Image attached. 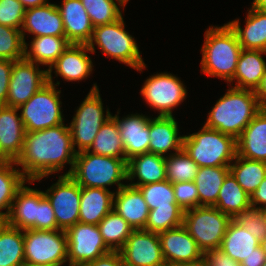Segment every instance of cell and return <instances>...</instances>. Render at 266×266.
Wrapping results in <instances>:
<instances>
[{
	"mask_svg": "<svg viewBox=\"0 0 266 266\" xmlns=\"http://www.w3.org/2000/svg\"><path fill=\"white\" fill-rule=\"evenodd\" d=\"M158 236L163 259L167 266L192 263L203 259V251L183 225L163 231Z\"/></svg>",
	"mask_w": 266,
	"mask_h": 266,
	"instance_id": "16",
	"label": "cell"
},
{
	"mask_svg": "<svg viewBox=\"0 0 266 266\" xmlns=\"http://www.w3.org/2000/svg\"><path fill=\"white\" fill-rule=\"evenodd\" d=\"M260 246V241L233 219L228 225L220 249L237 262H242Z\"/></svg>",
	"mask_w": 266,
	"mask_h": 266,
	"instance_id": "31",
	"label": "cell"
},
{
	"mask_svg": "<svg viewBox=\"0 0 266 266\" xmlns=\"http://www.w3.org/2000/svg\"><path fill=\"white\" fill-rule=\"evenodd\" d=\"M13 165L17 166L15 161H0V217L3 219L7 217L18 189L26 182L31 183ZM3 209L7 211L2 212Z\"/></svg>",
	"mask_w": 266,
	"mask_h": 266,
	"instance_id": "37",
	"label": "cell"
},
{
	"mask_svg": "<svg viewBox=\"0 0 266 266\" xmlns=\"http://www.w3.org/2000/svg\"><path fill=\"white\" fill-rule=\"evenodd\" d=\"M13 62L7 59H0V106L6 105Z\"/></svg>",
	"mask_w": 266,
	"mask_h": 266,
	"instance_id": "49",
	"label": "cell"
},
{
	"mask_svg": "<svg viewBox=\"0 0 266 266\" xmlns=\"http://www.w3.org/2000/svg\"><path fill=\"white\" fill-rule=\"evenodd\" d=\"M91 52L87 44H70L48 70V83L53 84L52 69L56 76L66 81H80L88 77L93 70V63L87 52Z\"/></svg>",
	"mask_w": 266,
	"mask_h": 266,
	"instance_id": "18",
	"label": "cell"
},
{
	"mask_svg": "<svg viewBox=\"0 0 266 266\" xmlns=\"http://www.w3.org/2000/svg\"><path fill=\"white\" fill-rule=\"evenodd\" d=\"M182 149L199 168L230 166L237 154L233 136L206 126L199 132L185 135Z\"/></svg>",
	"mask_w": 266,
	"mask_h": 266,
	"instance_id": "4",
	"label": "cell"
},
{
	"mask_svg": "<svg viewBox=\"0 0 266 266\" xmlns=\"http://www.w3.org/2000/svg\"><path fill=\"white\" fill-rule=\"evenodd\" d=\"M119 3V7L116 3ZM81 0L94 27L110 24L122 17L123 8L129 0Z\"/></svg>",
	"mask_w": 266,
	"mask_h": 266,
	"instance_id": "39",
	"label": "cell"
},
{
	"mask_svg": "<svg viewBox=\"0 0 266 266\" xmlns=\"http://www.w3.org/2000/svg\"><path fill=\"white\" fill-rule=\"evenodd\" d=\"M124 27L123 17L113 23L94 27L87 46L94 53L96 44L106 56L142 71L146 64L141 58L136 41Z\"/></svg>",
	"mask_w": 266,
	"mask_h": 266,
	"instance_id": "6",
	"label": "cell"
},
{
	"mask_svg": "<svg viewBox=\"0 0 266 266\" xmlns=\"http://www.w3.org/2000/svg\"><path fill=\"white\" fill-rule=\"evenodd\" d=\"M25 32L39 36L65 37L61 14L56 4L47 3L42 6L26 9L21 33L25 42Z\"/></svg>",
	"mask_w": 266,
	"mask_h": 266,
	"instance_id": "19",
	"label": "cell"
},
{
	"mask_svg": "<svg viewBox=\"0 0 266 266\" xmlns=\"http://www.w3.org/2000/svg\"><path fill=\"white\" fill-rule=\"evenodd\" d=\"M123 259L119 251H110L83 266H123Z\"/></svg>",
	"mask_w": 266,
	"mask_h": 266,
	"instance_id": "50",
	"label": "cell"
},
{
	"mask_svg": "<svg viewBox=\"0 0 266 266\" xmlns=\"http://www.w3.org/2000/svg\"><path fill=\"white\" fill-rule=\"evenodd\" d=\"M184 211L181 207H159L149 210L143 230L161 233L183 225Z\"/></svg>",
	"mask_w": 266,
	"mask_h": 266,
	"instance_id": "41",
	"label": "cell"
},
{
	"mask_svg": "<svg viewBox=\"0 0 266 266\" xmlns=\"http://www.w3.org/2000/svg\"><path fill=\"white\" fill-rule=\"evenodd\" d=\"M203 260L206 266H241L240 262L231 258L220 248L209 249L203 252Z\"/></svg>",
	"mask_w": 266,
	"mask_h": 266,
	"instance_id": "48",
	"label": "cell"
},
{
	"mask_svg": "<svg viewBox=\"0 0 266 266\" xmlns=\"http://www.w3.org/2000/svg\"><path fill=\"white\" fill-rule=\"evenodd\" d=\"M114 193L102 188L81 187L79 222L98 225L113 210Z\"/></svg>",
	"mask_w": 266,
	"mask_h": 266,
	"instance_id": "27",
	"label": "cell"
},
{
	"mask_svg": "<svg viewBox=\"0 0 266 266\" xmlns=\"http://www.w3.org/2000/svg\"><path fill=\"white\" fill-rule=\"evenodd\" d=\"M166 177L173 183L194 181L198 165L182 149L165 157Z\"/></svg>",
	"mask_w": 266,
	"mask_h": 266,
	"instance_id": "40",
	"label": "cell"
},
{
	"mask_svg": "<svg viewBox=\"0 0 266 266\" xmlns=\"http://www.w3.org/2000/svg\"><path fill=\"white\" fill-rule=\"evenodd\" d=\"M24 233L5 222L0 226V266H24Z\"/></svg>",
	"mask_w": 266,
	"mask_h": 266,
	"instance_id": "34",
	"label": "cell"
},
{
	"mask_svg": "<svg viewBox=\"0 0 266 266\" xmlns=\"http://www.w3.org/2000/svg\"><path fill=\"white\" fill-rule=\"evenodd\" d=\"M39 207V190L25 186L18 189L10 211L4 219L11 227L21 230H37V213Z\"/></svg>",
	"mask_w": 266,
	"mask_h": 266,
	"instance_id": "23",
	"label": "cell"
},
{
	"mask_svg": "<svg viewBox=\"0 0 266 266\" xmlns=\"http://www.w3.org/2000/svg\"><path fill=\"white\" fill-rule=\"evenodd\" d=\"M260 211L264 220V224L266 225V207L260 208Z\"/></svg>",
	"mask_w": 266,
	"mask_h": 266,
	"instance_id": "58",
	"label": "cell"
},
{
	"mask_svg": "<svg viewBox=\"0 0 266 266\" xmlns=\"http://www.w3.org/2000/svg\"><path fill=\"white\" fill-rule=\"evenodd\" d=\"M183 85L171 73H157L146 79L140 93L150 107L159 111L157 116H173V108L180 105L187 96Z\"/></svg>",
	"mask_w": 266,
	"mask_h": 266,
	"instance_id": "11",
	"label": "cell"
},
{
	"mask_svg": "<svg viewBox=\"0 0 266 266\" xmlns=\"http://www.w3.org/2000/svg\"><path fill=\"white\" fill-rule=\"evenodd\" d=\"M88 152L96 155L126 159L120 130L112 116L101 126Z\"/></svg>",
	"mask_w": 266,
	"mask_h": 266,
	"instance_id": "35",
	"label": "cell"
},
{
	"mask_svg": "<svg viewBox=\"0 0 266 266\" xmlns=\"http://www.w3.org/2000/svg\"><path fill=\"white\" fill-rule=\"evenodd\" d=\"M18 108L0 106V161H16L23 150L25 128Z\"/></svg>",
	"mask_w": 266,
	"mask_h": 266,
	"instance_id": "17",
	"label": "cell"
},
{
	"mask_svg": "<svg viewBox=\"0 0 266 266\" xmlns=\"http://www.w3.org/2000/svg\"><path fill=\"white\" fill-rule=\"evenodd\" d=\"M256 97L261 107L266 103V71L260 85L255 90Z\"/></svg>",
	"mask_w": 266,
	"mask_h": 266,
	"instance_id": "53",
	"label": "cell"
},
{
	"mask_svg": "<svg viewBox=\"0 0 266 266\" xmlns=\"http://www.w3.org/2000/svg\"><path fill=\"white\" fill-rule=\"evenodd\" d=\"M260 247L266 255V237L260 241Z\"/></svg>",
	"mask_w": 266,
	"mask_h": 266,
	"instance_id": "57",
	"label": "cell"
},
{
	"mask_svg": "<svg viewBox=\"0 0 266 266\" xmlns=\"http://www.w3.org/2000/svg\"><path fill=\"white\" fill-rule=\"evenodd\" d=\"M177 124L173 116H157L149 119V153L165 157V154L172 149L175 153L182 150L184 136L178 135Z\"/></svg>",
	"mask_w": 266,
	"mask_h": 266,
	"instance_id": "24",
	"label": "cell"
},
{
	"mask_svg": "<svg viewBox=\"0 0 266 266\" xmlns=\"http://www.w3.org/2000/svg\"><path fill=\"white\" fill-rule=\"evenodd\" d=\"M54 210L57 230H67L79 222L81 187L70 175H61L58 181L43 192Z\"/></svg>",
	"mask_w": 266,
	"mask_h": 266,
	"instance_id": "12",
	"label": "cell"
},
{
	"mask_svg": "<svg viewBox=\"0 0 266 266\" xmlns=\"http://www.w3.org/2000/svg\"><path fill=\"white\" fill-rule=\"evenodd\" d=\"M137 188L143 195L149 210L159 207H180L175 200L173 184L168 180L141 185Z\"/></svg>",
	"mask_w": 266,
	"mask_h": 266,
	"instance_id": "42",
	"label": "cell"
},
{
	"mask_svg": "<svg viewBox=\"0 0 266 266\" xmlns=\"http://www.w3.org/2000/svg\"><path fill=\"white\" fill-rule=\"evenodd\" d=\"M116 191L113 197V210L134 230L144 229L149 208L140 190L128 184Z\"/></svg>",
	"mask_w": 266,
	"mask_h": 266,
	"instance_id": "22",
	"label": "cell"
},
{
	"mask_svg": "<svg viewBox=\"0 0 266 266\" xmlns=\"http://www.w3.org/2000/svg\"><path fill=\"white\" fill-rule=\"evenodd\" d=\"M138 177L130 186L138 187L167 180L165 157L154 153H144L127 160V180Z\"/></svg>",
	"mask_w": 266,
	"mask_h": 266,
	"instance_id": "26",
	"label": "cell"
},
{
	"mask_svg": "<svg viewBox=\"0 0 266 266\" xmlns=\"http://www.w3.org/2000/svg\"><path fill=\"white\" fill-rule=\"evenodd\" d=\"M234 160L235 162L230 164V172L250 196L266 177V163L243 158L237 154Z\"/></svg>",
	"mask_w": 266,
	"mask_h": 266,
	"instance_id": "36",
	"label": "cell"
},
{
	"mask_svg": "<svg viewBox=\"0 0 266 266\" xmlns=\"http://www.w3.org/2000/svg\"><path fill=\"white\" fill-rule=\"evenodd\" d=\"M250 203L251 206L255 208L266 207V177L259 185V187L250 195ZM259 204H263V206L262 205L261 207L256 206Z\"/></svg>",
	"mask_w": 266,
	"mask_h": 266,
	"instance_id": "51",
	"label": "cell"
},
{
	"mask_svg": "<svg viewBox=\"0 0 266 266\" xmlns=\"http://www.w3.org/2000/svg\"><path fill=\"white\" fill-rule=\"evenodd\" d=\"M261 109L254 90L232 87L216 102L204 126L237 139Z\"/></svg>",
	"mask_w": 266,
	"mask_h": 266,
	"instance_id": "2",
	"label": "cell"
},
{
	"mask_svg": "<svg viewBox=\"0 0 266 266\" xmlns=\"http://www.w3.org/2000/svg\"><path fill=\"white\" fill-rule=\"evenodd\" d=\"M172 266H206L204 260H199L196 262H192V263H180V264H176V265H172Z\"/></svg>",
	"mask_w": 266,
	"mask_h": 266,
	"instance_id": "56",
	"label": "cell"
},
{
	"mask_svg": "<svg viewBox=\"0 0 266 266\" xmlns=\"http://www.w3.org/2000/svg\"><path fill=\"white\" fill-rule=\"evenodd\" d=\"M76 154L69 126L63 123L41 131L25 132L23 150L15 163L23 168L24 177L33 183L62 170L65 163L71 165L65 173L69 175Z\"/></svg>",
	"mask_w": 266,
	"mask_h": 266,
	"instance_id": "1",
	"label": "cell"
},
{
	"mask_svg": "<svg viewBox=\"0 0 266 266\" xmlns=\"http://www.w3.org/2000/svg\"><path fill=\"white\" fill-rule=\"evenodd\" d=\"M80 187H93L109 190L107 186L117 184L119 190L126 184L127 160L110 156L96 155L88 150L78 152L69 174Z\"/></svg>",
	"mask_w": 266,
	"mask_h": 266,
	"instance_id": "5",
	"label": "cell"
},
{
	"mask_svg": "<svg viewBox=\"0 0 266 266\" xmlns=\"http://www.w3.org/2000/svg\"><path fill=\"white\" fill-rule=\"evenodd\" d=\"M24 51L21 30L0 24V59L18 61L24 58Z\"/></svg>",
	"mask_w": 266,
	"mask_h": 266,
	"instance_id": "43",
	"label": "cell"
},
{
	"mask_svg": "<svg viewBox=\"0 0 266 266\" xmlns=\"http://www.w3.org/2000/svg\"><path fill=\"white\" fill-rule=\"evenodd\" d=\"M214 207L232 219L239 212L251 207L250 196L237 183L231 172L225 177Z\"/></svg>",
	"mask_w": 266,
	"mask_h": 266,
	"instance_id": "33",
	"label": "cell"
},
{
	"mask_svg": "<svg viewBox=\"0 0 266 266\" xmlns=\"http://www.w3.org/2000/svg\"><path fill=\"white\" fill-rule=\"evenodd\" d=\"M251 6L261 12L266 13V0H253Z\"/></svg>",
	"mask_w": 266,
	"mask_h": 266,
	"instance_id": "55",
	"label": "cell"
},
{
	"mask_svg": "<svg viewBox=\"0 0 266 266\" xmlns=\"http://www.w3.org/2000/svg\"><path fill=\"white\" fill-rule=\"evenodd\" d=\"M25 9L34 8L47 4V0H19Z\"/></svg>",
	"mask_w": 266,
	"mask_h": 266,
	"instance_id": "54",
	"label": "cell"
},
{
	"mask_svg": "<svg viewBox=\"0 0 266 266\" xmlns=\"http://www.w3.org/2000/svg\"><path fill=\"white\" fill-rule=\"evenodd\" d=\"M262 109L266 113V103L262 106Z\"/></svg>",
	"mask_w": 266,
	"mask_h": 266,
	"instance_id": "60",
	"label": "cell"
},
{
	"mask_svg": "<svg viewBox=\"0 0 266 266\" xmlns=\"http://www.w3.org/2000/svg\"><path fill=\"white\" fill-rule=\"evenodd\" d=\"M56 84L47 83L37 91L25 104L18 109L26 132L41 131L63 124L61 112V91L56 90Z\"/></svg>",
	"mask_w": 266,
	"mask_h": 266,
	"instance_id": "10",
	"label": "cell"
},
{
	"mask_svg": "<svg viewBox=\"0 0 266 266\" xmlns=\"http://www.w3.org/2000/svg\"><path fill=\"white\" fill-rule=\"evenodd\" d=\"M64 263H61V264H56V265H51V266H63ZM69 266H76V265H73L72 263L69 262Z\"/></svg>",
	"mask_w": 266,
	"mask_h": 266,
	"instance_id": "59",
	"label": "cell"
},
{
	"mask_svg": "<svg viewBox=\"0 0 266 266\" xmlns=\"http://www.w3.org/2000/svg\"><path fill=\"white\" fill-rule=\"evenodd\" d=\"M102 239L110 251H120L134 229L114 210L98 224Z\"/></svg>",
	"mask_w": 266,
	"mask_h": 266,
	"instance_id": "38",
	"label": "cell"
},
{
	"mask_svg": "<svg viewBox=\"0 0 266 266\" xmlns=\"http://www.w3.org/2000/svg\"><path fill=\"white\" fill-rule=\"evenodd\" d=\"M237 155L266 163V113L261 109L236 139Z\"/></svg>",
	"mask_w": 266,
	"mask_h": 266,
	"instance_id": "25",
	"label": "cell"
},
{
	"mask_svg": "<svg viewBox=\"0 0 266 266\" xmlns=\"http://www.w3.org/2000/svg\"><path fill=\"white\" fill-rule=\"evenodd\" d=\"M118 124L125 149L126 160L149 152V119L145 115L131 114L119 120L118 114L112 116Z\"/></svg>",
	"mask_w": 266,
	"mask_h": 266,
	"instance_id": "20",
	"label": "cell"
},
{
	"mask_svg": "<svg viewBox=\"0 0 266 266\" xmlns=\"http://www.w3.org/2000/svg\"><path fill=\"white\" fill-rule=\"evenodd\" d=\"M119 252L126 266H167L158 233L134 230Z\"/></svg>",
	"mask_w": 266,
	"mask_h": 266,
	"instance_id": "15",
	"label": "cell"
},
{
	"mask_svg": "<svg viewBox=\"0 0 266 266\" xmlns=\"http://www.w3.org/2000/svg\"><path fill=\"white\" fill-rule=\"evenodd\" d=\"M266 261V255L259 246L254 253L245 258L240 265L241 266H262Z\"/></svg>",
	"mask_w": 266,
	"mask_h": 266,
	"instance_id": "52",
	"label": "cell"
},
{
	"mask_svg": "<svg viewBox=\"0 0 266 266\" xmlns=\"http://www.w3.org/2000/svg\"><path fill=\"white\" fill-rule=\"evenodd\" d=\"M4 219L0 217V226L4 223Z\"/></svg>",
	"mask_w": 266,
	"mask_h": 266,
	"instance_id": "61",
	"label": "cell"
},
{
	"mask_svg": "<svg viewBox=\"0 0 266 266\" xmlns=\"http://www.w3.org/2000/svg\"><path fill=\"white\" fill-rule=\"evenodd\" d=\"M266 51L242 49L233 79L237 80L234 88L256 90L266 71V62L262 57Z\"/></svg>",
	"mask_w": 266,
	"mask_h": 266,
	"instance_id": "29",
	"label": "cell"
},
{
	"mask_svg": "<svg viewBox=\"0 0 266 266\" xmlns=\"http://www.w3.org/2000/svg\"><path fill=\"white\" fill-rule=\"evenodd\" d=\"M30 49L25 42L24 58L35 64L48 65V69L71 44L66 37L39 36L32 38Z\"/></svg>",
	"mask_w": 266,
	"mask_h": 266,
	"instance_id": "30",
	"label": "cell"
},
{
	"mask_svg": "<svg viewBox=\"0 0 266 266\" xmlns=\"http://www.w3.org/2000/svg\"><path fill=\"white\" fill-rule=\"evenodd\" d=\"M102 99L97 84H94L90 92L76 110L72 122L69 125L72 144L78 153L88 150L98 134L101 126L111 118L109 110L104 115ZM78 147V150L75 149Z\"/></svg>",
	"mask_w": 266,
	"mask_h": 266,
	"instance_id": "9",
	"label": "cell"
},
{
	"mask_svg": "<svg viewBox=\"0 0 266 266\" xmlns=\"http://www.w3.org/2000/svg\"><path fill=\"white\" fill-rule=\"evenodd\" d=\"M37 230H46V231L57 230V222L54 210L51 206V203L44 195L43 191H39Z\"/></svg>",
	"mask_w": 266,
	"mask_h": 266,
	"instance_id": "47",
	"label": "cell"
},
{
	"mask_svg": "<svg viewBox=\"0 0 266 266\" xmlns=\"http://www.w3.org/2000/svg\"><path fill=\"white\" fill-rule=\"evenodd\" d=\"M227 24L236 33L242 49L266 51V13L251 7L244 29L239 25V19Z\"/></svg>",
	"mask_w": 266,
	"mask_h": 266,
	"instance_id": "28",
	"label": "cell"
},
{
	"mask_svg": "<svg viewBox=\"0 0 266 266\" xmlns=\"http://www.w3.org/2000/svg\"><path fill=\"white\" fill-rule=\"evenodd\" d=\"M232 218L214 206H198L184 211L183 226L203 251L220 248Z\"/></svg>",
	"mask_w": 266,
	"mask_h": 266,
	"instance_id": "7",
	"label": "cell"
},
{
	"mask_svg": "<svg viewBox=\"0 0 266 266\" xmlns=\"http://www.w3.org/2000/svg\"><path fill=\"white\" fill-rule=\"evenodd\" d=\"M47 83L48 70L25 58L14 61L5 106L19 108Z\"/></svg>",
	"mask_w": 266,
	"mask_h": 266,
	"instance_id": "14",
	"label": "cell"
},
{
	"mask_svg": "<svg viewBox=\"0 0 266 266\" xmlns=\"http://www.w3.org/2000/svg\"><path fill=\"white\" fill-rule=\"evenodd\" d=\"M63 21L65 37L71 44H88L94 26L81 0H63L56 5Z\"/></svg>",
	"mask_w": 266,
	"mask_h": 266,
	"instance_id": "21",
	"label": "cell"
},
{
	"mask_svg": "<svg viewBox=\"0 0 266 266\" xmlns=\"http://www.w3.org/2000/svg\"><path fill=\"white\" fill-rule=\"evenodd\" d=\"M230 166L200 167L194 183L197 186L199 206H214Z\"/></svg>",
	"mask_w": 266,
	"mask_h": 266,
	"instance_id": "32",
	"label": "cell"
},
{
	"mask_svg": "<svg viewBox=\"0 0 266 266\" xmlns=\"http://www.w3.org/2000/svg\"><path fill=\"white\" fill-rule=\"evenodd\" d=\"M25 11L19 0H0V24L21 30Z\"/></svg>",
	"mask_w": 266,
	"mask_h": 266,
	"instance_id": "45",
	"label": "cell"
},
{
	"mask_svg": "<svg viewBox=\"0 0 266 266\" xmlns=\"http://www.w3.org/2000/svg\"><path fill=\"white\" fill-rule=\"evenodd\" d=\"M175 200L183 211L199 206L197 186L194 181L173 183Z\"/></svg>",
	"mask_w": 266,
	"mask_h": 266,
	"instance_id": "46",
	"label": "cell"
},
{
	"mask_svg": "<svg viewBox=\"0 0 266 266\" xmlns=\"http://www.w3.org/2000/svg\"><path fill=\"white\" fill-rule=\"evenodd\" d=\"M68 261L83 266L110 252L105 245L98 225L77 222L66 230Z\"/></svg>",
	"mask_w": 266,
	"mask_h": 266,
	"instance_id": "13",
	"label": "cell"
},
{
	"mask_svg": "<svg viewBox=\"0 0 266 266\" xmlns=\"http://www.w3.org/2000/svg\"><path fill=\"white\" fill-rule=\"evenodd\" d=\"M233 220L242 225L244 229L261 241L266 237V225L260 211V208L249 207L239 212Z\"/></svg>",
	"mask_w": 266,
	"mask_h": 266,
	"instance_id": "44",
	"label": "cell"
},
{
	"mask_svg": "<svg viewBox=\"0 0 266 266\" xmlns=\"http://www.w3.org/2000/svg\"><path fill=\"white\" fill-rule=\"evenodd\" d=\"M24 232L25 266H51L68 261L65 230H33Z\"/></svg>",
	"mask_w": 266,
	"mask_h": 266,
	"instance_id": "8",
	"label": "cell"
},
{
	"mask_svg": "<svg viewBox=\"0 0 266 266\" xmlns=\"http://www.w3.org/2000/svg\"><path fill=\"white\" fill-rule=\"evenodd\" d=\"M201 48V71L211 77L233 79L242 47L236 33L228 24L210 27L205 31Z\"/></svg>",
	"mask_w": 266,
	"mask_h": 266,
	"instance_id": "3",
	"label": "cell"
}]
</instances>
